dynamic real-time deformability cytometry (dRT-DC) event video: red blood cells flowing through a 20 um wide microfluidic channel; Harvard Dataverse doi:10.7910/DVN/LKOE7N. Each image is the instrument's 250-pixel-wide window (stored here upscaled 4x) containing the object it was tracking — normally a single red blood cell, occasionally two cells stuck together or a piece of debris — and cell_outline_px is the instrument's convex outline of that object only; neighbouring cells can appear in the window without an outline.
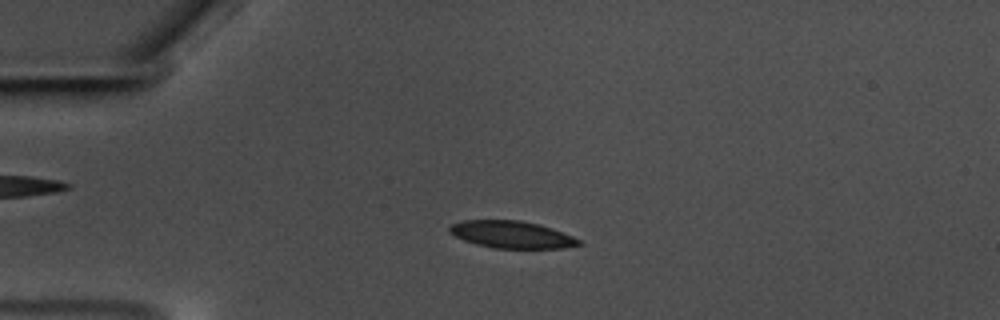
{"species": "common noctule bat (a hibernating species)", "species_latin": "Nyctalus noctula", "temperature_condition": "warm", "stored_images_in_passage": 57, "camera_frame_rate_fps": 3000, "um_per_image_px": 0.085, "animal": {"sex": "male", "body_mass_g": 17.5, "forearm_length_mm": 52.3}, "frame": {"image": 1, "passage_image": 14, "time_ms": 4.333, "image_size_px": [1000, 320], "cell_outline_px": [[584, 244], [560, 248], [496, 248], [476, 244], [464, 240], [448, 232], [448, 228], [452, 224], [460, 220], [520, 220], [540, 224], [552, 228], [572, 236], [580, 240]], "centroid_in_image_um": [43.48, 19.93], "position_along_channel_um": 41.5, "area_um2": 20.46}}
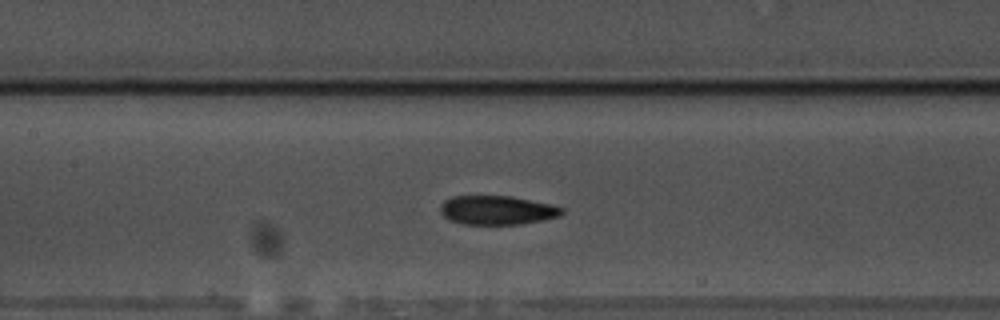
{"frame": {"image": 2, "passage_image": 27, "time_ms": 8.667, "image_size_px": [1000, 320], "cell_outline_px": [[564, 212], [560, 216], [520, 224], [464, 224], [452, 220], [444, 216], [440, 212], [440, 204], [444, 200], [452, 196], [512, 196], [552, 204], [564, 208]], "centroid_in_image_um": [42.26, 17.85], "position_along_channel_um": 165.1, "area_um2": 20.52}}
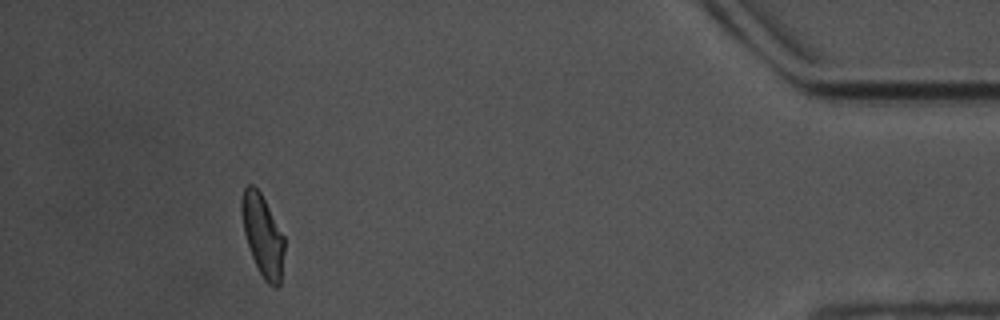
{"frame": {"image": 3, "passage_image": 53, "time_ms": 17.333, "image_size_px": [1000, 320], "cell_outline_px": [[284, 252], [280, 284], [276, 288], [268, 284], [264, 280], [252, 256], [244, 232], [240, 212], [240, 200], [244, 188], [248, 184], [252, 184], [260, 192], [284, 236]], "centroid_in_image_um": [22.31, 19.99], "position_along_channel_um": 412.9, "area_um2": 20.17}, "authors_computed_cell_mechanics": {"area_um2": 20.7502, "velocity_mm_per_s": 3.5354, "shape_relaxation_time_tau1_ms": 5.7588, "shape_relaxation_time_tau2_ms": 2.5278, "deformation_change_tau1": 0.135, "deformation_change_tau2": 0.0784}}